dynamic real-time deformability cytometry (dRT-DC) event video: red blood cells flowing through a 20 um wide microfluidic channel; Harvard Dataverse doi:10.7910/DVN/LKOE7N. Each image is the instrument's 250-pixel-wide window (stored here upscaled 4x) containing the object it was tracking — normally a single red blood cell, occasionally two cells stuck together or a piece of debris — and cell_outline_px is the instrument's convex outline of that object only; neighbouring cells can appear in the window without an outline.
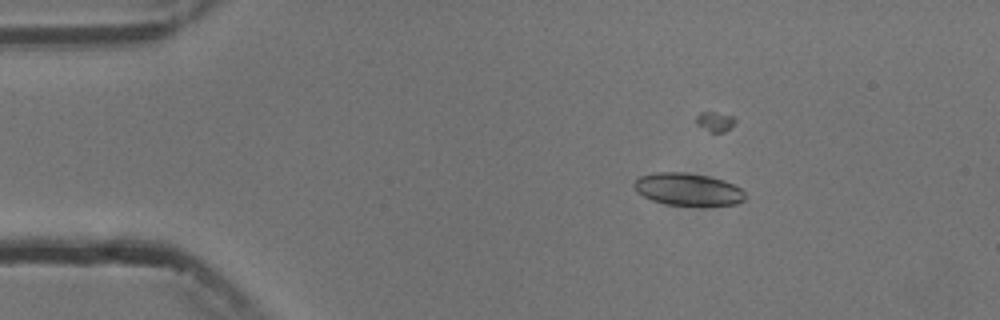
{"species": "common noctule bat (a hibernating species)", "species_latin": "Nyctalus noctula", "temperature_condition": "cold", "stored_images_in_passage": 5, "camera_frame_rate_fps": 3000, "um_per_image_px": 0.085, "animal": {"sex": "male", "body_mass_g": 13.3}, "frame": {"image": 1, "passage_image": 2, "time_ms": 1.0, "image_size_px": [1000, 320], "cell_outline_px": [[744, 200], [736, 204], [668, 204], [652, 200], [636, 192], [632, 184], [640, 176], [652, 172], [684, 172], [708, 176], [724, 180], [740, 188], [744, 192]], "centroid_in_image_um": [58.42, 16.06], "position_along_channel_um": 26.6, "area_um2": 20.58}}